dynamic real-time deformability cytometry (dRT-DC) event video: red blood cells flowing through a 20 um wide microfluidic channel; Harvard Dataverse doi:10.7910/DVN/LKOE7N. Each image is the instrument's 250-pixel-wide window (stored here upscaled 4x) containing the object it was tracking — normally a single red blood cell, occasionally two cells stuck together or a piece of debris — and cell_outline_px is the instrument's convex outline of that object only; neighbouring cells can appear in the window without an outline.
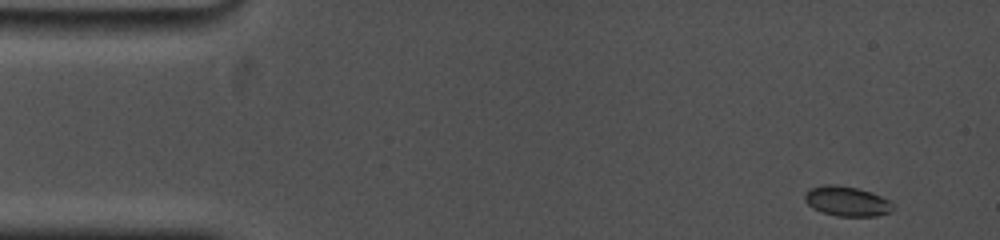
{"species": "common noctule bat (a hibernating species)", "species_latin": "Nyctalus noctula", "temperature_condition": "cold", "stored_images_in_passage": 99, "camera_frame_rate_fps": 5000, "um_per_image_px": 0.085, "animal": {"sex": "female", "body_mass_g": 19.0, "forearm_length_mm": 53.3}, "frame": {"image": 1, "passage_image": 1, "time_ms": 0.0, "image_size_px": [1000, 240], "cell_outline_px": [[896, 208], [892, 212], [876, 216], [836, 216], [812, 208], [804, 200], [804, 192], [812, 188], [824, 184], [836, 184], [856, 188], [872, 192], [896, 204]], "centroid_in_image_um": [72.02, 17.11], "position_along_channel_um": 13.0, "area_um2": 15.55}}
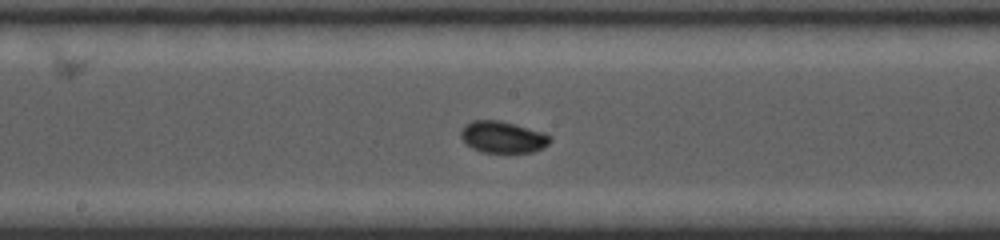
{"frame": {"image": 2, "passage_image": 52, "time_ms": 8.0, "image_size_px": [1000, 240], "cell_outline_px": [[552, 140], [544, 148], [532, 152], [480, 152], [472, 148], [460, 136], [460, 132], [464, 124], [472, 120], [500, 120], [516, 124], [544, 132], [552, 136]], "centroid_in_image_um": [42.76, 11.64], "position_along_channel_um": 205.4, "area_um2": 16.65}}
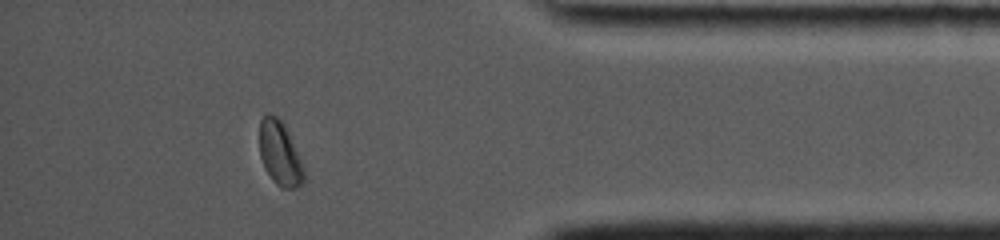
{"frame": {"image": 3, "passage_image": 93, "time_ms": 14.0, "image_size_px": [1000, 240], "cell_outline_px": [[304, 184], [296, 188], [280, 188], [272, 180], [264, 168], [260, 156], [260, 120], [268, 112], [276, 116], [284, 124], [288, 132], [304, 168]], "centroid_in_image_um": [23.78, 13.07], "position_along_channel_um": 411.4, "area_um2": 16.59}, "authors_computed_cell_mechanics": {"area_um2": 15.7216, "velocity_mm_per_s": 3.7194, "shape_relaxation_time_tau1_ms": 3.6654, "shape_relaxation_time_tau2_ms": null, "deformation_change_tau1": 0.0934, "deformation_change_tau2": null}}